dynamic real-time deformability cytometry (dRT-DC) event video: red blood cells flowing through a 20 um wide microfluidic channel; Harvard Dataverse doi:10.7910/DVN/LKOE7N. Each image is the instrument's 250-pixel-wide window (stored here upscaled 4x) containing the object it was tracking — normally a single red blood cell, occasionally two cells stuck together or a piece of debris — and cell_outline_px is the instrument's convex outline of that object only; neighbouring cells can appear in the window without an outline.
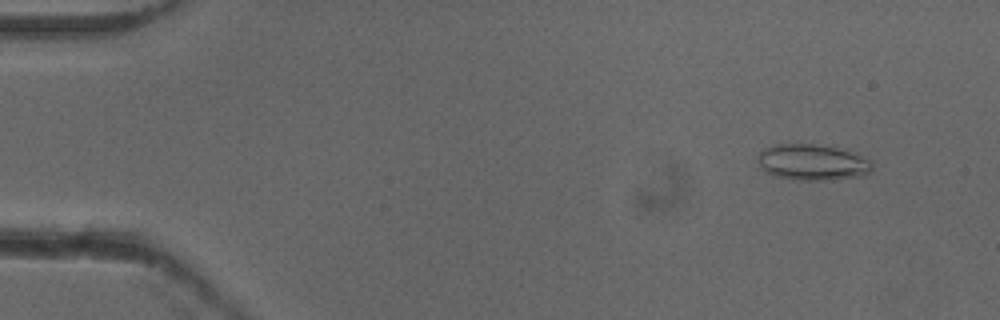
{"species": "common noctule bat (a hibernating species)", "species_latin": "Nyctalus noctula", "temperature_condition": "cold", "stored_images_in_passage": 53, "camera_frame_rate_fps": 3000, "um_per_image_px": 0.085, "animal": {"sex": "female"}, "frame": {"image": 1, "passage_image": 5, "time_ms": 1.333, "image_size_px": [1000, 320], "cell_outline_px": [[872, 168], [864, 176], [824, 180], [796, 180], [772, 176], [756, 160], [760, 152], [764, 148], [776, 144], [812, 144], [836, 148], [872, 160]], "centroid_in_image_um": [69.03, 13.81], "position_along_channel_um": 16.0, "area_um2": 23.76}}
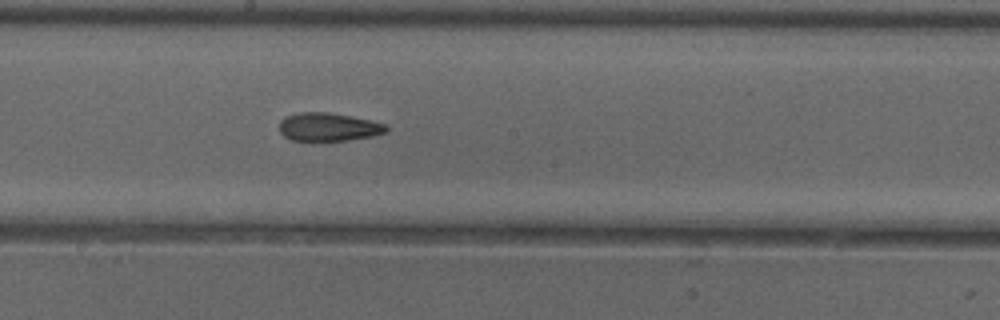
{"frame": {"image": 2, "passage_image": 29, "time_ms": 9.333, "image_size_px": [1000, 320], "cell_outline_px": [[388, 128], [384, 132], [372, 136], [348, 140], [292, 140], [284, 136], [280, 132], [280, 120], [284, 116], [300, 112], [328, 112], [372, 120], [384, 124]], "centroid_in_image_um": [27.88, 10.78], "position_along_channel_um": 220.3, "area_um2": 17.46}}
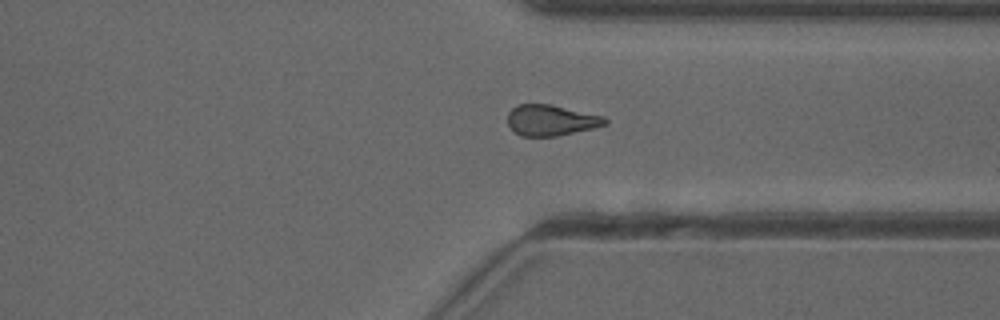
{"frame": {"image": 3, "passage_image": 40, "time_ms": 13.0, "image_size_px": [1000, 320], "cell_outline_px": [[608, 124], [596, 128], [556, 136], [520, 136], [508, 124], [508, 112], [516, 104], [548, 104], [604, 116], [608, 120]], "centroid_in_image_um": [46.86, 10.22], "position_along_channel_um": 364.5, "area_um2": 17.51}, "authors_computed_cell_mechanics": {"area_um2": 18.2648, "velocity_mm_per_s": 3.9439, "shape_relaxation_time_tau1_ms": null, "shape_relaxation_time_tau2_ms": 4.829, "deformation_change_tau1": null, "deformation_change_tau2": 0.14}}